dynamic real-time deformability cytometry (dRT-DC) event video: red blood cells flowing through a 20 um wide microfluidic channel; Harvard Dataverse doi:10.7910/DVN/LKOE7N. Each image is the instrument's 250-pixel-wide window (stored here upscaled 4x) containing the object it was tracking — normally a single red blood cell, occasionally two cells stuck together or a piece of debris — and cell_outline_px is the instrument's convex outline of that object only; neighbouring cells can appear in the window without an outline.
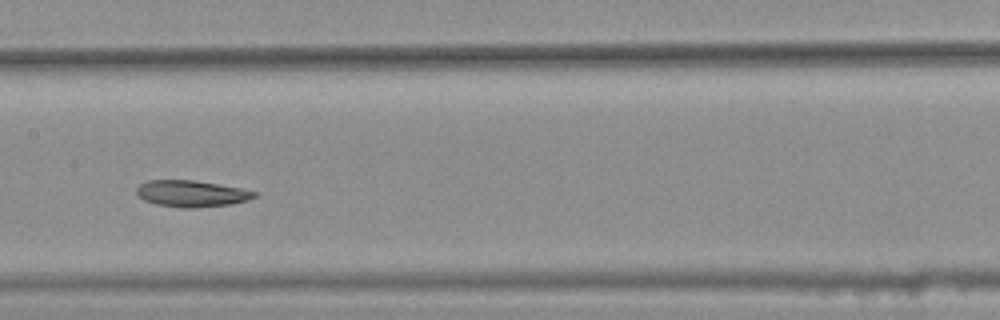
{"species": "common noctule bat (a hibernating species)", "species_latin": "Nyctalus noctula", "temperature_condition": "warm", "stored_images_in_passage": 39, "camera_frame_rate_fps": 3000, "um_per_image_px": 0.085, "animal": {"sex": "female", "body_mass_g": 25.1}, "frame": {"image": 1, "passage_image": 23, "time_ms": 7.333, "image_size_px": [1000, 320], "cell_outline_px": [[260, 192], [256, 196], [248, 200], [232, 204], [192, 208], [180, 208], [156, 204], [144, 200], [136, 196], [136, 188], [140, 184], [148, 180], [196, 180], [220, 184]], "centroid_in_image_um": [16.28, 16.45], "position_along_channel_um": 191.1, "area_um2": 18.44}}